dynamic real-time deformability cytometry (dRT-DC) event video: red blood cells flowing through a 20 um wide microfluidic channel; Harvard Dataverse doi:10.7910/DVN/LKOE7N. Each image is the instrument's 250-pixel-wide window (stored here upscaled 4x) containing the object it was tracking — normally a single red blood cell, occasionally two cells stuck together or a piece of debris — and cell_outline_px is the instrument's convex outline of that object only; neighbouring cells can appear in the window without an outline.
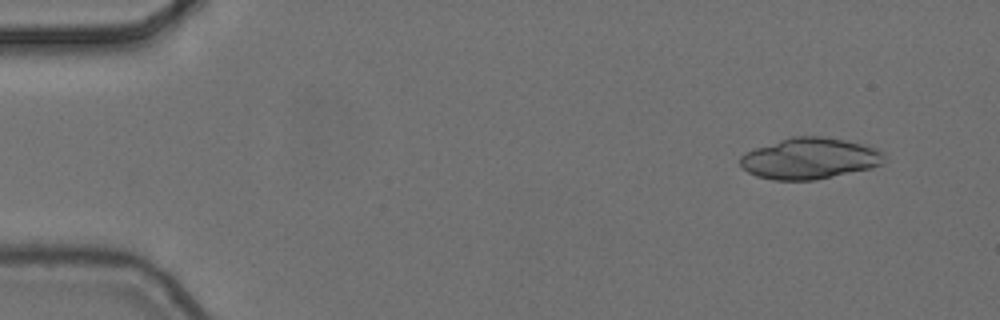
{"species": "common noctule bat (a hibernating species)", "species_latin": "Nyctalus noctula", "temperature_condition": "cold", "stored_images_in_passage": 4, "camera_frame_rate_fps": 3000, "um_per_image_px": 0.085, "animal": {"sex": "female", "body_mass_g": 24.6, "forearm_length_mm": 56.2}, "frame": {"image": 1, "passage_image": 1, "time_ms": 0.0, "image_size_px": [1000, 320], "cell_outline_px": [[888, 156], [880, 164], [872, 168], [816, 180], [772, 180], [756, 176], [748, 172], [740, 164], [740, 156], [756, 148], [792, 136], [820, 136], [868, 144], [880, 148]], "centroid_in_image_um": [68.9, 13.47], "position_along_channel_um": 16.1, "area_um2": 34.8}}